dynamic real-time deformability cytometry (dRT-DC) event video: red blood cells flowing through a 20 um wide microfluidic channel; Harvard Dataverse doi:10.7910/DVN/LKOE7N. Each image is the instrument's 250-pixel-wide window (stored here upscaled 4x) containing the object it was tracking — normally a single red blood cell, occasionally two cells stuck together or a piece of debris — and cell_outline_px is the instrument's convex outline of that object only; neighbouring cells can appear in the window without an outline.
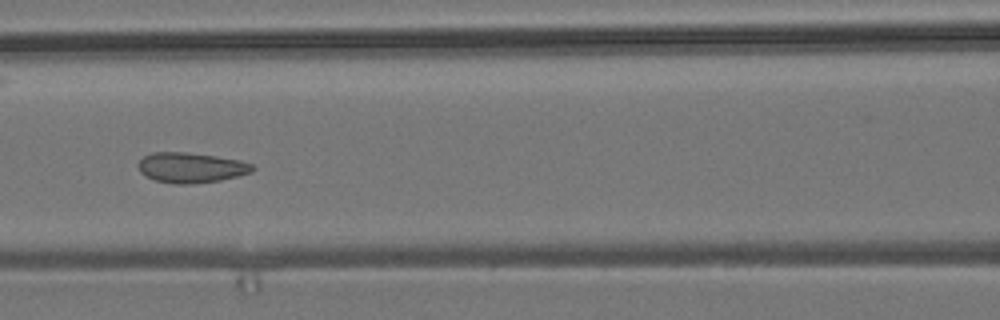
{"species": "common noctule bat (a hibernating species)", "species_latin": "Nyctalus noctula", "temperature_condition": "room temperature", "stored_images_in_passage": 8, "segment_of_instrument_passage": [1, 2], "camera_frame_rate_fps": 3000, "um_per_image_px": 0.085, "animal": {"sex": "male", "body_mass_g": 19.2, "forearm_length_mm": 51.8}, "frame": {"image": 1, "passage_image": 5, "time_ms": 1.333, "image_size_px": [1000, 320], "cell_outline_px": [[256, 168], [252, 172], [220, 180], [192, 184], [172, 184], [156, 180], [140, 172], [136, 164], [144, 156], [152, 152], [184, 152], [216, 156], [240, 160], [252, 164]], "centroid_in_image_um": [16.23, 14.24], "position_along_channel_um": 150.4, "area_um2": 20.11}}
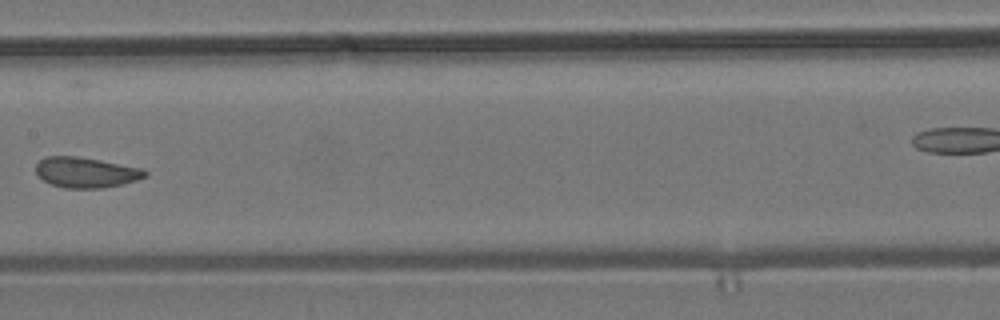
{"frame": {"image": 2, "passage_image": 6, "time_ms": 1.667, "image_size_px": [1000, 320], "cell_outline_px": [[148, 176], [136, 180], [104, 188], [64, 188], [52, 184], [36, 176], [36, 164], [44, 156], [76, 156], [100, 160], [144, 168], [148, 172]], "centroid_in_image_um": [7.31, 14.65], "position_along_channel_um": 200.1, "area_um2": 19.48}}
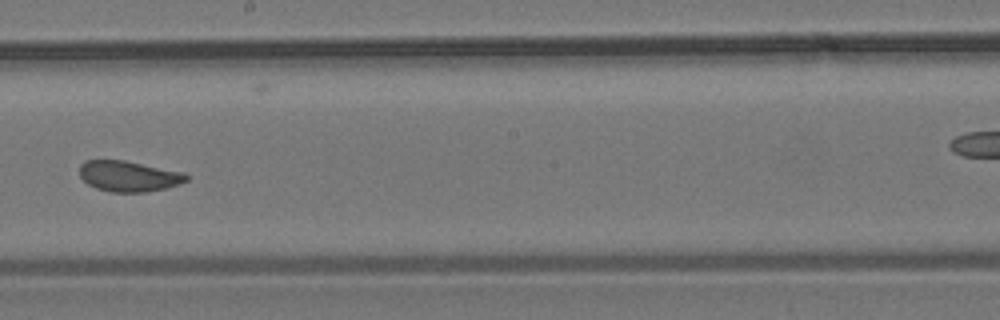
{"frame": {"image": 3, "passage_image": 7, "time_ms": 2.0, "image_size_px": [1000, 320], "cell_outline_px": [[188, 180], [180, 184], [168, 188], [148, 192], [112, 192], [96, 188], [88, 184], [80, 176], [80, 164], [84, 160], [124, 160], [184, 172], [188, 176]], "centroid_in_image_um": [10.96, 14.98], "position_along_channel_um": 237.2, "area_um2": 19.25}}